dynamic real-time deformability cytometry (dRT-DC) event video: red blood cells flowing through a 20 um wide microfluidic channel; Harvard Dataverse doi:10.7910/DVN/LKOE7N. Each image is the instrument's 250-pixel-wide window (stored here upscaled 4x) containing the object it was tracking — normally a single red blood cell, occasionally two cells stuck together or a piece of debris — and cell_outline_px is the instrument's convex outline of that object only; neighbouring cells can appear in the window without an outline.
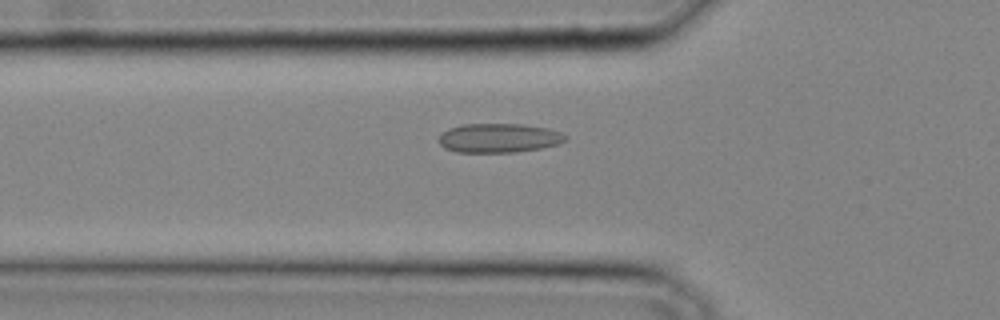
{"species": "common noctule bat (a hibernating species)", "species_latin": "Nyctalus noctula", "temperature_condition": "cold", "stored_images_in_passage": 23, "camera_frame_rate_fps": 3000, "um_per_image_px": 0.085, "animal": {"sex": "male", "body_mass_g": 20.4}, "frame": {"image": 1, "passage_image": 3, "time_ms": 0.667, "image_size_px": [1000, 320], "cell_outline_px": [[568, 140], [556, 144], [540, 148], [516, 152], [456, 152], [444, 148], [440, 144], [440, 136], [448, 128], [460, 124], [520, 124], [548, 128], [560, 132], [568, 136]], "centroid_in_image_um": [42.41, 11.73], "position_along_channel_um": 83.4, "area_um2": 21.5}}
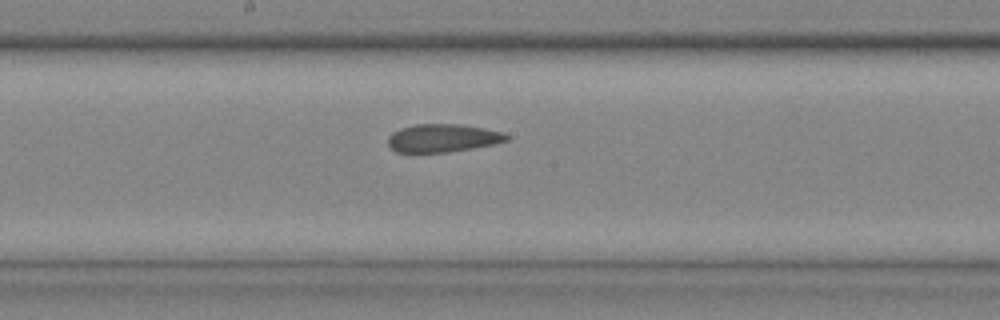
{"frame": {"image": 2, "passage_image": 10, "time_ms": 3.0, "image_size_px": [1000, 320], "cell_outline_px": [[508, 140], [492, 144], [472, 148], [448, 152], [396, 152], [388, 148], [388, 136], [392, 132], [400, 128], [416, 124], [460, 124], [484, 128], [504, 132], [508, 136]], "centroid_in_image_um": [37.59, 11.73], "position_along_channel_um": 210.6, "area_um2": 19.42}}
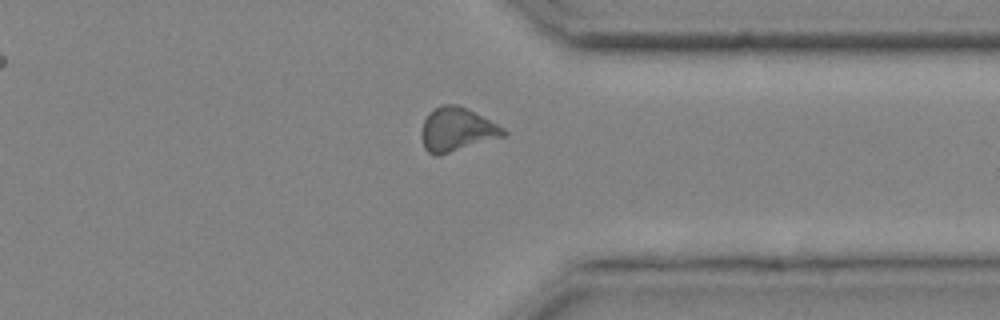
{"frame": {"image": 3, "passage_image": 19, "time_ms": 6.0, "image_size_px": [1000, 320], "cell_outline_px": [[508, 132], [504, 136], [436, 156], [432, 156], [424, 148], [424, 120], [428, 112], [440, 104], [456, 104], [468, 108], [504, 128]], "centroid_in_image_um": [38.85, 10.98], "position_along_channel_um": 372.6, "area_um2": 20.52}}